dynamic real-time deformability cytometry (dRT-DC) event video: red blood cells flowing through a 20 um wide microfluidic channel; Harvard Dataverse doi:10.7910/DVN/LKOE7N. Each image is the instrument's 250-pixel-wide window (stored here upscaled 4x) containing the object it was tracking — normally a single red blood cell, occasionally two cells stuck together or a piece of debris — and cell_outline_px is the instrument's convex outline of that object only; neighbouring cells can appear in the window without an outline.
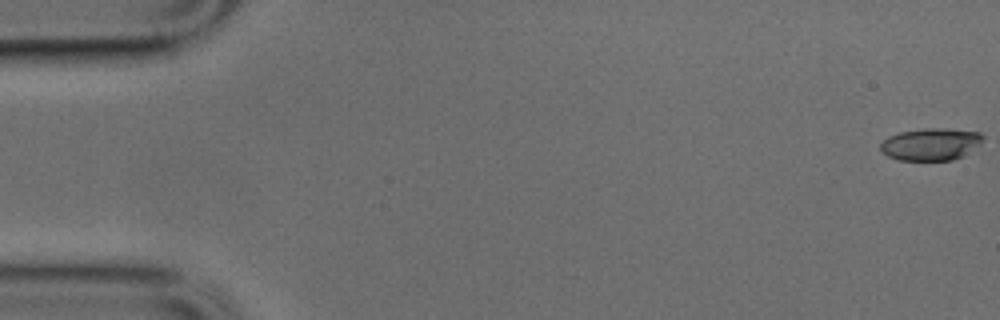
{"species": "common noctule bat (a hibernating species)", "species_latin": "Nyctalus noctula", "temperature_condition": "cold", "stored_images_in_passage": 18, "camera_frame_rate_fps": 3000, "um_per_image_px": 0.085, "animal": {"sex": "male", "body_mass_g": 17.9, "forearm_length_mm": 54.2}, "frame": {"image": 1, "passage_image": 1, "time_ms": 0.0, "image_size_px": [1000, 320], "cell_outline_px": [[984, 136], [980, 144], [964, 156], [952, 160], [900, 160], [888, 156], [880, 148], [880, 144], [888, 136], [900, 132], [924, 128], [940, 128], [980, 132]], "centroid_in_image_um": [79.14, 12.26], "position_along_channel_um": 5.9, "area_um2": 19.19}}
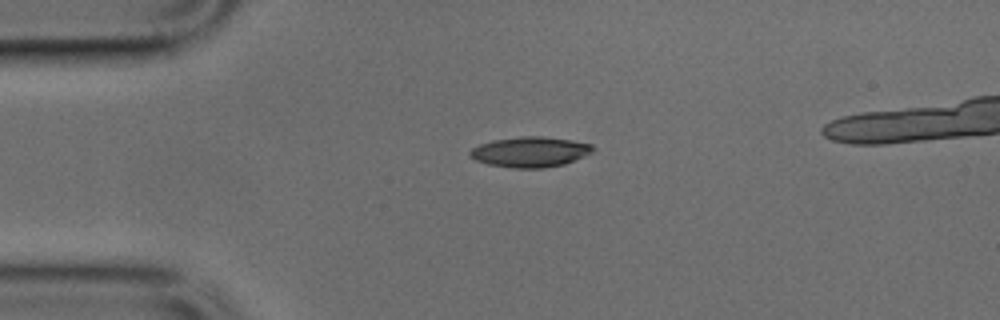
{"frame": {"image": 2, "passage_image": 12, "time_ms": 3.667, "image_size_px": [1000, 320], "cell_outline_px": [[596, 148], [592, 152], [584, 156], [564, 164], [544, 168], [512, 168], [488, 164], [476, 160], [468, 156], [468, 152], [472, 148], [480, 144], [492, 140], [524, 136], [540, 136], [572, 140], [592, 144]], "centroid_in_image_um": [45.06, 12.91], "position_along_channel_um": 39.9, "area_um2": 21.79}}